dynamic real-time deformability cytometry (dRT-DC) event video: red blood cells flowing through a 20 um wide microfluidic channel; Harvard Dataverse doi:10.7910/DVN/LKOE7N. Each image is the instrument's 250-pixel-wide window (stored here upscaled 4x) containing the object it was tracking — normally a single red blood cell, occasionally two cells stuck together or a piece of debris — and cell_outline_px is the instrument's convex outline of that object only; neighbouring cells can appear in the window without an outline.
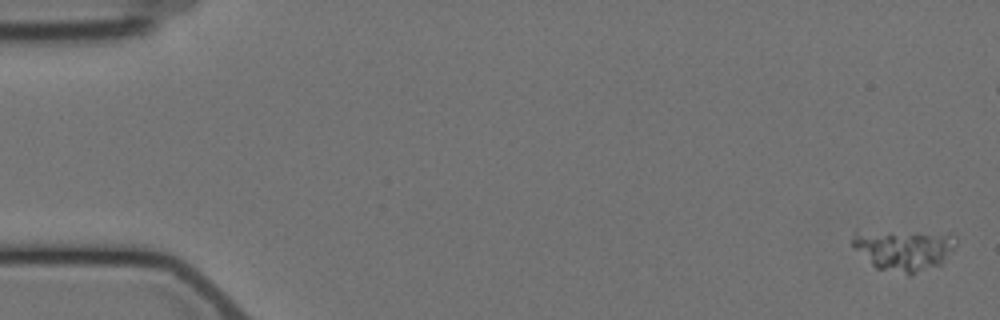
{"species": "Egyptian fruit bat (a non-hibernating species)", "species_latin": "Rousettus aegyptiacus", "temperature_condition": "cold", "stored_images_in_passage": 7, "camera_frame_rate_fps": 3000, "um_per_image_px": 0.085, "animal": {"sex": "female"}, "frame": {"image": 1, "passage_image": 1, "time_ms": 0.0, "image_size_px": [1000, 320], "cell_outline_px": [[956, 244], [940, 264], [912, 276], [908, 276], [876, 268], [852, 244], [852, 236], [856, 228], [952, 232], [956, 236]], "centroid_in_image_um": [76.81, 21.15], "position_along_channel_um": 8.2, "area_um2": 26.24}}
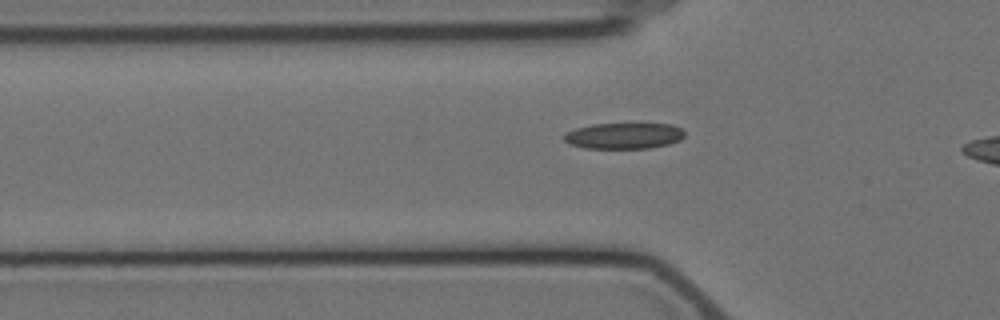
{"frame": {"image": 2, "passage_image": 7, "time_ms": 8.0, "image_size_px": [1000, 320], "cell_outline_px": [[684, 136], [680, 140], [668, 144], [648, 148], [584, 148], [568, 144], [564, 140], [564, 136], [568, 132], [576, 128], [592, 124], [672, 124], [684, 128]], "centroid_in_image_um": [53.05, 11.54], "position_along_channel_um": 72.7, "area_um2": 18.26}}